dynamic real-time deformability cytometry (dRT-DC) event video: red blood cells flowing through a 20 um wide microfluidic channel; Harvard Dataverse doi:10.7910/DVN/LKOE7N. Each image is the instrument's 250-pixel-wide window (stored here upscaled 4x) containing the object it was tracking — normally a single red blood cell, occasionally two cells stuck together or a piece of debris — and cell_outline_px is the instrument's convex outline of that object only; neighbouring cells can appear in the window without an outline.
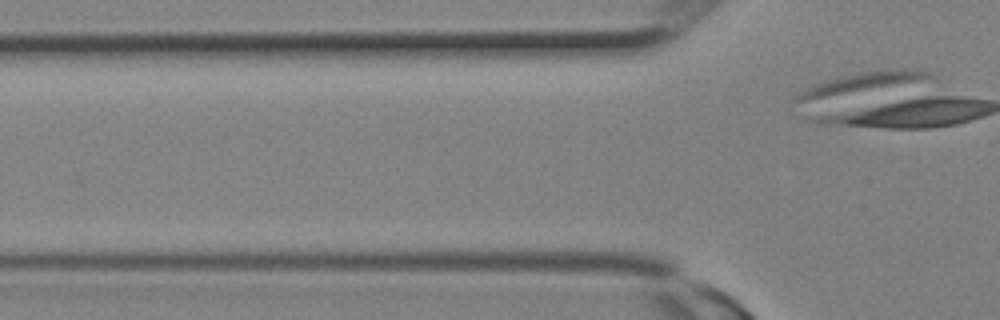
{"species": "Egyptian fruit bat (a non-hibernating species)", "species_latin": "Rousettus aegyptiacus", "temperature_condition": "room temperature", "stored_images_in_passage": 2, "camera_frame_rate_fps": 3000, "um_per_image_px": 0.085, "animal": {"sex": "female"}, "frame": {"image": 1, "passage_image": 2, "time_ms": 0.333, "image_size_px": [1000, 320], "cell_outline_px": [[936, 76], [928, 80], [816, 100], [792, 100], [792, 96], [796, 92], [816, 84], [840, 76], [864, 72], [896, 68], [912, 68], [928, 72]], "centroid_in_image_um": [73.28, 7.06], "position_along_channel_um": 52.5, "area_um2": 16.13}}